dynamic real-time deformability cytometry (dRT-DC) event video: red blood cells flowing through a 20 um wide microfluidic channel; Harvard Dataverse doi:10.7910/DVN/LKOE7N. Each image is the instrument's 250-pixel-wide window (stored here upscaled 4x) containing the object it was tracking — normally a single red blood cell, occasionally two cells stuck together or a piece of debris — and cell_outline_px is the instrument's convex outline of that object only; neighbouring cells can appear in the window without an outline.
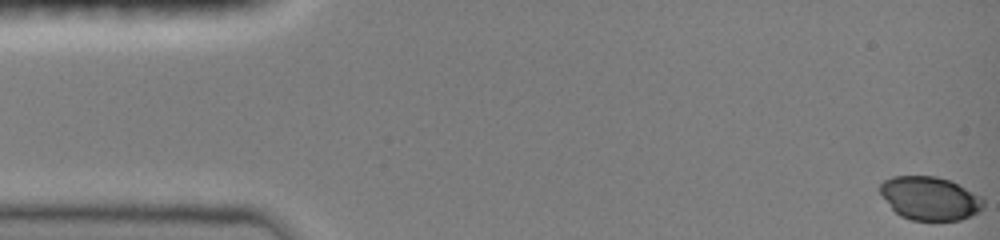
{"species": "common noctule bat (a hibernating species)", "species_latin": "Nyctalus noctula", "temperature_condition": "room temperature", "stored_images_in_passage": 18, "camera_frame_rate_fps": 3000, "um_per_image_px": 0.085, "animal": {"sex": "female", "body_mass_g": 19.0, "forearm_length_mm": 51.5}, "frame": {"image": 1, "passage_image": 1, "time_ms": 0.0, "image_size_px": [1000, 240], "cell_outline_px": [[984, 208], [960, 220], [912, 220], [900, 216], [892, 208], [880, 192], [880, 184], [884, 180], [892, 176], [936, 176], [952, 180], [980, 196], [984, 200]], "centroid_in_image_um": [79.04, 16.84], "position_along_channel_um": 6.0, "area_um2": 26.07}}
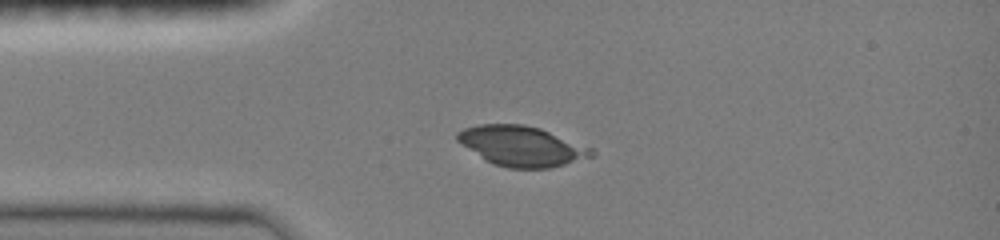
{"frame": {"image": 2, "passage_image": 14, "time_ms": 3.667, "image_size_px": [1000, 240], "cell_outline_px": [[596, 156], [548, 168], [508, 168], [492, 164], [484, 160], [456, 140], [456, 132], [464, 128], [480, 124], [524, 124], [540, 128], [592, 148], [596, 152]], "centroid_in_image_um": [44.33, 12.42], "position_along_channel_um": 40.7, "area_um2": 31.39}}